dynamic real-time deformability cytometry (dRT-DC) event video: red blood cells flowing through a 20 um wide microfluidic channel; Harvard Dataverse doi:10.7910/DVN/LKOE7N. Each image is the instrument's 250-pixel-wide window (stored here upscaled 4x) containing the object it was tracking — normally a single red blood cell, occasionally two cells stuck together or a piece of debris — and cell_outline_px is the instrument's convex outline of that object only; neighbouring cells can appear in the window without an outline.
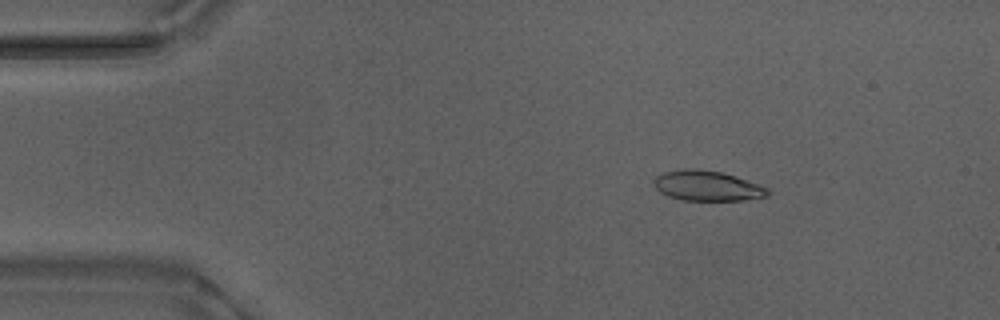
{"species": "Egyptian fruit bat (a non-hibernating species)", "species_latin": "Rousettus aegyptiacus", "temperature_condition": "warm", "stored_images_in_passage": 18, "camera_frame_rate_fps": 3000, "um_per_image_px": 0.085, "animal": {"sex": "male"}, "frame": {"image": 1, "passage_image": 8, "time_ms": 2.333, "image_size_px": [1000, 320], "cell_outline_px": [[768, 196], [744, 200], [680, 200], [668, 196], [660, 192], [652, 184], [652, 180], [656, 176], [664, 172], [684, 168], [696, 168], [720, 172], [736, 176], [768, 188]], "centroid_in_image_um": [60.06, 15.79], "position_along_channel_um": 24.9, "area_um2": 20.06}}